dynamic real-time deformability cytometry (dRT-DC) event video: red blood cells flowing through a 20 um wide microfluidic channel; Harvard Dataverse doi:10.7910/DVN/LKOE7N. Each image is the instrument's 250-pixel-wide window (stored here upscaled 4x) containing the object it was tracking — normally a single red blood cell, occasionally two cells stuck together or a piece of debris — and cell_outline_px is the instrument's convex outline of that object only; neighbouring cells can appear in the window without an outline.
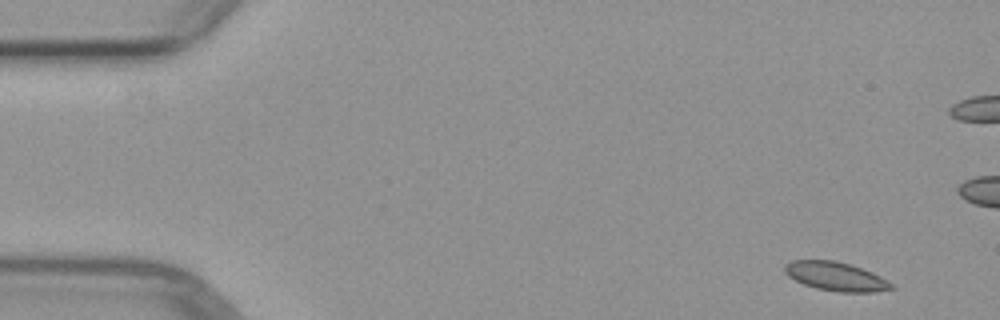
{"species": "common noctule bat (a hibernating species)", "species_latin": "Nyctalus noctula", "temperature_condition": "warm", "stored_images_in_passage": 6, "camera_frame_rate_fps": 3000, "um_per_image_px": 0.085, "animal": {"sex": "female", "body_mass_g": 29.2, "forearm_length_mm": 56.3}, "frame": {"image": 1, "passage_image": 1, "time_ms": 0.0, "image_size_px": [1000, 320], "cell_outline_px": [[896, 288], [876, 292], [836, 292], [816, 288], [804, 284], [788, 276], [784, 272], [784, 264], [792, 260], [836, 260], [872, 272], [880, 276], [892, 284]], "centroid_in_image_um": [71.03, 23.5], "position_along_channel_um": 14.0, "area_um2": 17.92}}